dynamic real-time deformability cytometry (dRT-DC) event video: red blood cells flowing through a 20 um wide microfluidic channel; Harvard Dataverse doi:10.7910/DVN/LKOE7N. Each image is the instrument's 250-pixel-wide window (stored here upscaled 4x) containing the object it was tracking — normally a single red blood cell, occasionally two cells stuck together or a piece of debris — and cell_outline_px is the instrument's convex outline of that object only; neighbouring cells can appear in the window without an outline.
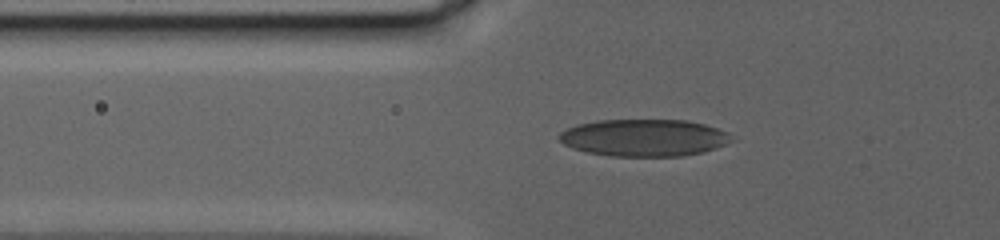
{"species": "human", "species_latin": "Homo sapiens", "temperature_condition": "warm", "stored_images_in_passage": 26, "camera_frame_rate_fps": 3000, "um_per_image_px": 0.085, "donor": {"sex": "female"}, "frame": {"image": 1, "passage_image": 2, "time_ms": 0.333, "image_size_px": [1000, 240], "cell_outline_px": [[736, 140], [704, 152], [684, 156], [612, 156], [588, 152], [572, 148], [564, 144], [556, 136], [560, 132], [576, 124], [596, 120], [688, 120], [704, 124], [728, 132]], "centroid_in_image_um": [54.75, 11.7], "position_along_channel_um": 71.0, "area_um2": 37.51}}
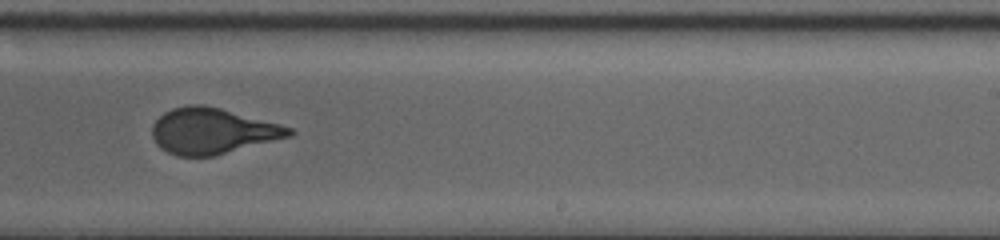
{"frame": {"image": 2, "passage_image": 15, "time_ms": 4.667, "image_size_px": [1000, 240], "cell_outline_px": [[296, 132], [292, 136], [216, 156], [176, 156], [160, 148], [156, 144], [152, 136], [152, 124], [164, 112], [172, 108], [188, 104], [204, 104], [220, 108], [280, 124], [292, 128]], "centroid_in_image_um": [18.05, 11.14], "position_along_channel_um": 270.9, "area_um2": 36.88}}
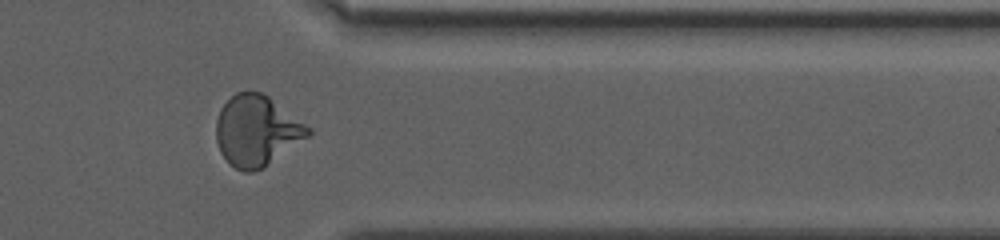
{"frame": {"image": 3, "passage_image": 24, "time_ms": 7.667, "image_size_px": [1000, 240], "cell_outline_px": [[312, 132], [308, 136], [264, 168], [252, 172], [244, 172], [228, 164], [220, 152], [216, 140], [216, 120], [220, 108], [236, 92], [260, 92], [268, 96], [312, 128]], "centroid_in_image_um": [21.8, 11.13], "position_along_channel_um": 389.6, "area_um2": 37.8}}